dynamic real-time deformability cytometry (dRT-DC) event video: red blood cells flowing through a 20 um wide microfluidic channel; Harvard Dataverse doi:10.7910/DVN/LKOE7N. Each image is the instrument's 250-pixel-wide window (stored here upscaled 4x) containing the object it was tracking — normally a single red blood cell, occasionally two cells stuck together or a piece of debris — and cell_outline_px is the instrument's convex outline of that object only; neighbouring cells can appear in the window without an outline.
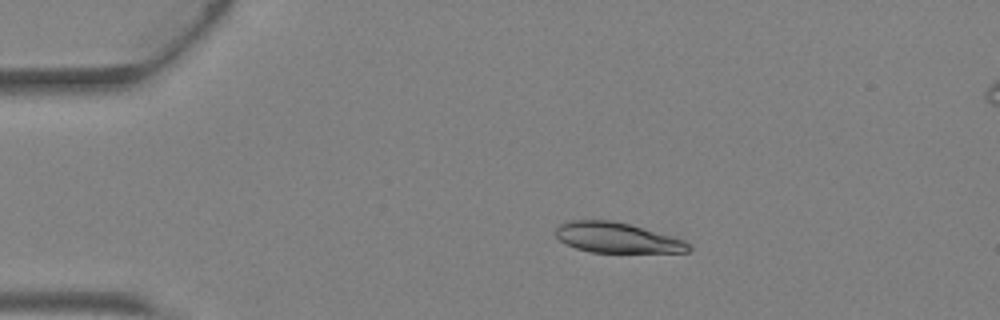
{"species": "Egyptian fruit bat (a non-hibernating species)", "species_latin": "Rousettus aegyptiacus", "temperature_condition": "warm", "stored_images_in_passage": 4, "camera_frame_rate_fps": 3000, "um_per_image_px": 0.085, "animal": {"sex": "female"}, "frame": {"image": 1, "passage_image": 3, "time_ms": 0.667, "image_size_px": [1000, 320], "cell_outline_px": [[692, 248], [688, 252], [592, 252], [576, 248], [560, 240], [552, 232], [560, 224], [572, 220], [608, 220], [628, 224], [676, 236], [684, 240]], "centroid_in_image_um": [52.46, 20.2], "position_along_channel_um": 32.5, "area_um2": 23.41}}